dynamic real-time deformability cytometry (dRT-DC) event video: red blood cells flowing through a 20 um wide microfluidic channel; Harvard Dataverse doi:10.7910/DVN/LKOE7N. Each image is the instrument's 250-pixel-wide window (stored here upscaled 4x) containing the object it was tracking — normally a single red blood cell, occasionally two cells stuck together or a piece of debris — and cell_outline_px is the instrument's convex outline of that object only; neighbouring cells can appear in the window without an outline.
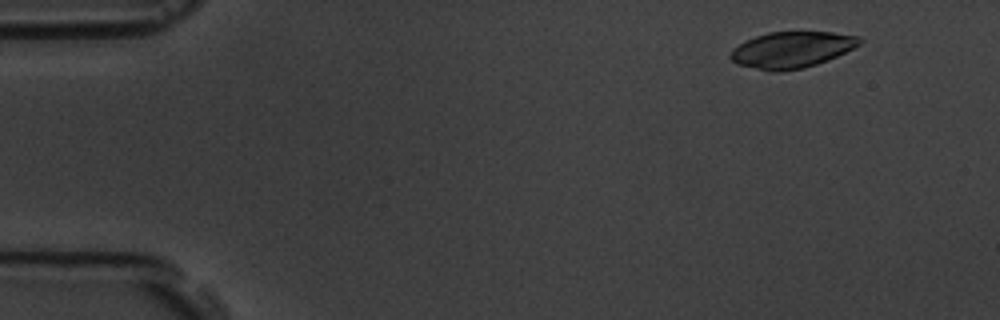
{"species": "common noctule bat (a hibernating species)", "species_latin": "Nyctalus noctula", "temperature_condition": "room temperature", "stored_images_in_passage": 7, "camera_frame_rate_fps": 3000, "um_per_image_px": 0.085, "animal": {"sex": "male", "body_mass_g": 19.5, "forearm_length_mm": 54.6}, "frame": {"image": 1, "passage_image": 2, "time_ms": 1.333, "image_size_px": [1000, 320], "cell_outline_px": [[864, 40], [860, 44], [836, 56], [816, 64], [804, 68], [780, 72], [772, 72], [736, 64], [728, 56], [732, 48], [744, 40], [768, 32], [832, 32], [860, 36]], "centroid_in_image_um": [67.25, 4.23], "position_along_channel_um": 17.7, "area_um2": 27.4}}